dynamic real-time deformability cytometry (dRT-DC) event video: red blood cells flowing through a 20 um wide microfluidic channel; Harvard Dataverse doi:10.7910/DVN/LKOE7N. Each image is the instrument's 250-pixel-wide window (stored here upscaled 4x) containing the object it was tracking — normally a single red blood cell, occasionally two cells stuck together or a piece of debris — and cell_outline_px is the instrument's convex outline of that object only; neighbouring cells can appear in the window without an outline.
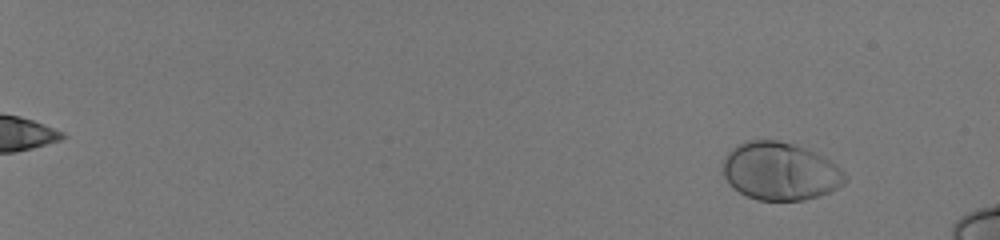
{"species": "human", "species_latin": "Homo sapiens", "temperature_condition": "room temperature", "stored_images_in_passage": 58, "camera_frame_rate_fps": 3000, "um_per_image_px": 0.085, "donor": {"sex": "male"}, "frame": {"image": 1, "passage_image": 7, "time_ms": 2.0, "image_size_px": [1000, 240], "cell_outline_px": [[848, 180], [844, 184], [828, 192], [804, 200], [756, 200], [732, 188], [728, 184], [724, 176], [724, 160], [728, 152], [732, 148], [748, 140], [780, 140], [816, 152], [824, 156], [836, 164], [848, 176]], "centroid_in_image_um": [66.33, 14.56], "position_along_channel_um": 18.7, "area_um2": 41.21}}
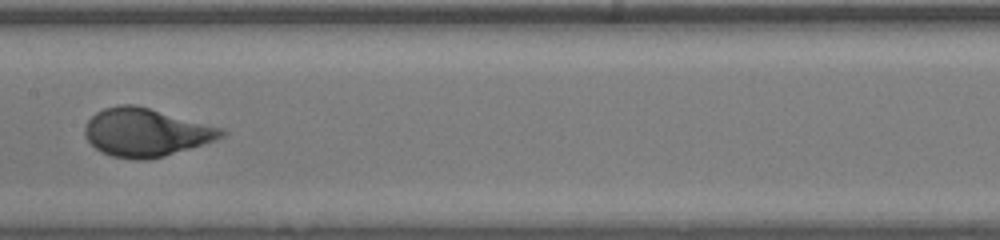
{"frame": {"image": 2, "passage_image": 37, "time_ms": 12.0, "image_size_px": [1000, 240], "cell_outline_px": [[228, 132], [224, 136], [216, 140], [164, 156], [148, 160], [136, 160], [112, 156], [100, 152], [84, 136], [84, 128], [88, 120], [96, 112], [104, 108], [120, 104], [136, 104], [224, 128]], "centroid_in_image_um": [12.41, 11.25], "position_along_channel_um": 195.0, "area_um2": 38.55}}
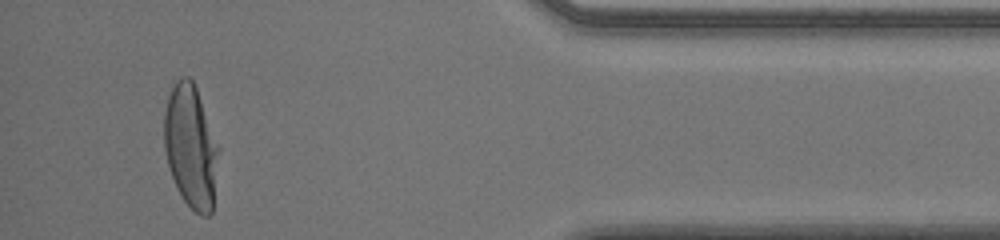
{"frame": {"image": 3, "passage_image": 56, "time_ms": 18.333, "image_size_px": [1000, 240], "cell_outline_px": [[220, 148], [212, 212], [208, 216], [200, 216], [184, 200], [172, 176], [168, 164], [164, 148], [164, 112], [168, 96], [176, 80], [180, 76], [188, 76], [192, 80], [196, 88]], "centroid_in_image_um": [16.23, 12.44], "position_along_channel_um": 419.0, "area_um2": 38.96}, "authors_computed_cell_mechanics": {"area_um2": 38.726, "velocity_mm_per_s": 4.0152, "shape_relaxation_time_tau1_ms": 3.0659, "shape_relaxation_time_tau2_ms": null, "deformation_change_tau1": 0.2079, "deformation_change_tau2": null}}